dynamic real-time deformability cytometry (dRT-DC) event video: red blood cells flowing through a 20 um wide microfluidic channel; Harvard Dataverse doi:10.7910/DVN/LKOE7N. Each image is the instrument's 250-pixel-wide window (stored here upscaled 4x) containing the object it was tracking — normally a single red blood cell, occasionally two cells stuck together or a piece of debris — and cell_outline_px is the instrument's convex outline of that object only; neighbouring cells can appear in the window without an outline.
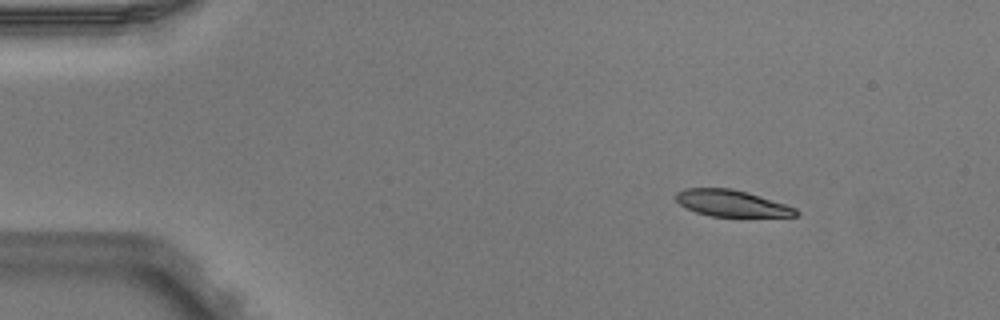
{"species": "Egyptian fruit bat (a non-hibernating species)", "species_latin": "Rousettus aegyptiacus", "temperature_condition": "warm", "stored_images_in_passage": 3, "camera_frame_rate_fps": 3000, "um_per_image_px": 0.085, "animal": {"sex": "male"}, "frame": {"image": 1, "passage_image": 1, "time_ms": 0.0, "image_size_px": [1000, 320], "cell_outline_px": [[800, 212], [796, 216], [712, 216], [696, 212], [680, 204], [676, 200], [676, 192], [684, 188], [732, 188], [748, 192], [796, 208]], "centroid_in_image_um": [62.18, 17.26], "position_along_channel_um": 22.8, "area_um2": 18.32}}